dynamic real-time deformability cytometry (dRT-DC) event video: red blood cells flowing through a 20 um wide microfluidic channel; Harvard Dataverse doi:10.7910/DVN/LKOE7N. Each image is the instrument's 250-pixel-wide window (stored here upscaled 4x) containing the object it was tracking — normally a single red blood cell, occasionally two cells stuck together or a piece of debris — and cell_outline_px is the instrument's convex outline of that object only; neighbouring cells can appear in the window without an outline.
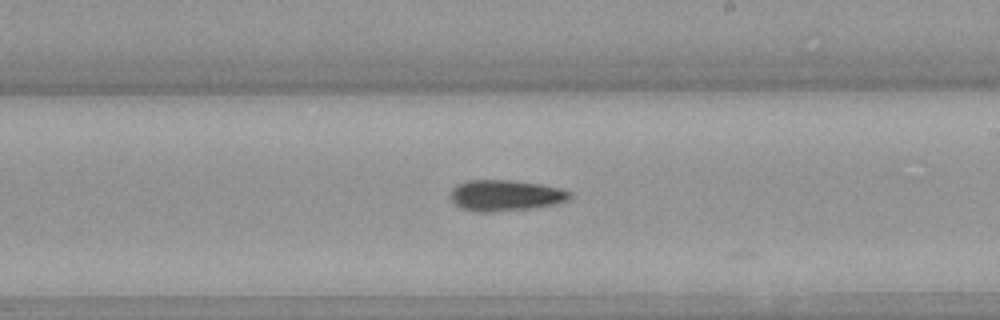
{"species": "Egyptian fruit bat (a non-hibernating species)", "species_latin": "Rousettus aegyptiacus", "temperature_condition": "warm", "stored_images_in_passage": 12, "camera_frame_rate_fps": 3000, "um_per_image_px": 0.085, "animal": {"sex": "female"}, "frame": {"image": 1, "passage_image": 11, "time_ms": 3.333, "image_size_px": [1000, 320], "cell_outline_px": [[572, 196], [568, 200], [552, 204], [532, 208], [492, 212], [476, 212], [464, 208], [456, 204], [448, 196], [452, 188], [456, 184], [464, 180], [512, 180], [540, 184], [560, 188], [572, 192]], "centroid_in_image_um": [42.93, 16.6], "position_along_channel_um": 246.1, "area_um2": 21.68}}